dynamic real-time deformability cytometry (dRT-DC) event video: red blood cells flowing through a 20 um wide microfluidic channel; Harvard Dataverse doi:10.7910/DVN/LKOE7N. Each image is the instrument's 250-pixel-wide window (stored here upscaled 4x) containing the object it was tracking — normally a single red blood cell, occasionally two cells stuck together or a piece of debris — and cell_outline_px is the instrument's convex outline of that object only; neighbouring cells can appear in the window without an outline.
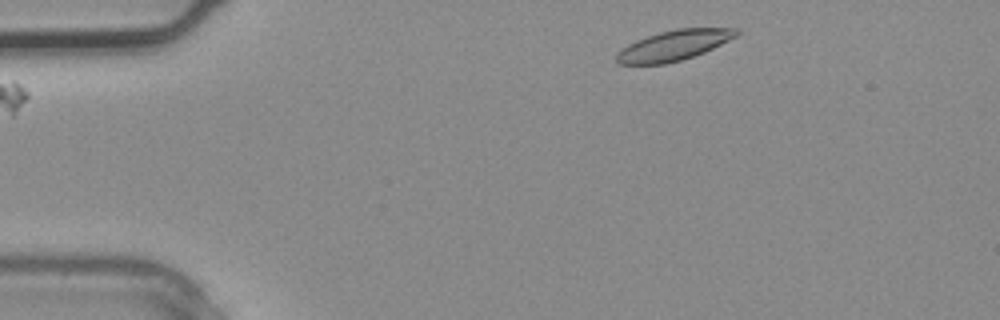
{"species": "common noctule bat (a hibernating species)", "species_latin": "Nyctalus noctula", "temperature_condition": "warm", "stored_images_in_passage": 2, "camera_frame_rate_fps": 3000, "um_per_image_px": 0.085, "animal": {"sex": "male", "body_mass_g": 20.4}, "frame": {"image": 1, "passage_image": 1, "time_ms": 0.0, "image_size_px": [1000, 320], "cell_outline_px": [[740, 32], [736, 36], [704, 52], [680, 60], [664, 64], [616, 64], [616, 52], [628, 44], [636, 40], [660, 32], [676, 28], [740, 28]], "centroid_in_image_um": [57.24, 3.85], "position_along_channel_um": 27.8, "area_um2": 20.98}}